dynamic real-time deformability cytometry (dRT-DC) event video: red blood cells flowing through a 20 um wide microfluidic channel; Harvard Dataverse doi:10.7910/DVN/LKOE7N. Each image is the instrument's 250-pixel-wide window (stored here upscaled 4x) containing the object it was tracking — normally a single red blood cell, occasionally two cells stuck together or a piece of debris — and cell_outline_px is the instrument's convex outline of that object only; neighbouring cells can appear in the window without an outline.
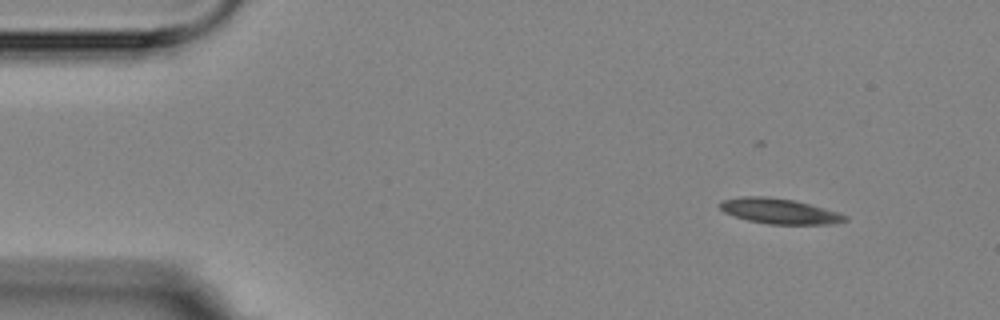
{"species": "Egyptian fruit bat (a non-hibernating species)", "species_latin": "Rousettus aegyptiacus", "temperature_condition": "room temperature", "stored_images_in_passage": 5, "camera_frame_rate_fps": 3000, "um_per_image_px": 0.085, "animal": {"sex": "female"}, "frame": {"image": 1, "passage_image": 1, "time_ms": 0.0, "image_size_px": [1000, 320], "cell_outline_px": [[848, 220], [836, 224], [768, 224], [748, 220], [724, 212], [716, 204], [720, 200], [740, 196], [768, 196], [796, 200], [840, 212], [848, 216]], "centroid_in_image_um": [66.26, 17.93], "position_along_channel_um": 18.7, "area_um2": 18.84}}
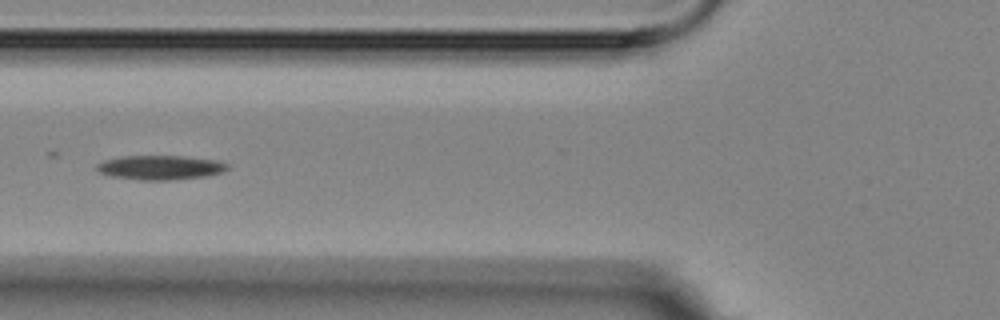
{"frame": {"image": 2, "passage_image": 4, "time_ms": 5.0, "image_size_px": [1000, 320], "cell_outline_px": [[228, 168], [224, 172], [204, 176], [172, 180], [140, 180], [112, 176], [100, 172], [96, 168], [96, 164], [104, 160], [120, 156], [184, 156], [216, 160], [228, 164]], "centroid_in_image_um": [13.62, 14.23], "position_along_channel_um": 112.2, "area_um2": 18.5}}
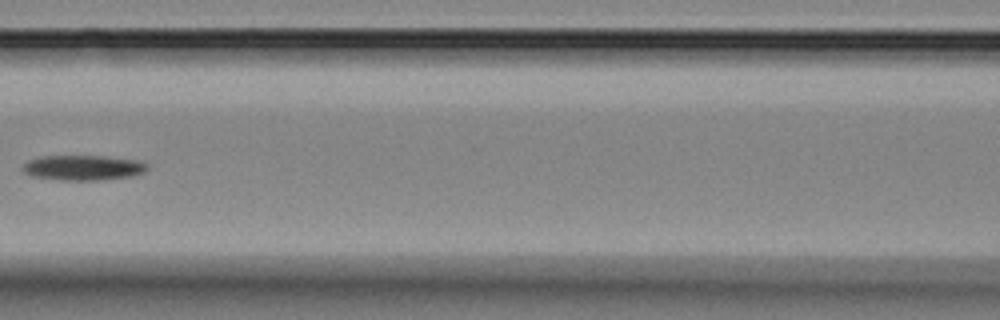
{"frame": {"image": 3, "passage_image": 5, "time_ms": 6.333, "image_size_px": [1000, 320], "cell_outline_px": [[148, 168], [144, 172], [132, 176], [100, 180], [60, 180], [32, 176], [24, 172], [20, 168], [28, 160], [40, 156], [104, 156], [140, 160], [148, 164]], "centroid_in_image_um": [7.07, 14.25], "position_along_channel_um": 159.5, "area_um2": 18.38}}